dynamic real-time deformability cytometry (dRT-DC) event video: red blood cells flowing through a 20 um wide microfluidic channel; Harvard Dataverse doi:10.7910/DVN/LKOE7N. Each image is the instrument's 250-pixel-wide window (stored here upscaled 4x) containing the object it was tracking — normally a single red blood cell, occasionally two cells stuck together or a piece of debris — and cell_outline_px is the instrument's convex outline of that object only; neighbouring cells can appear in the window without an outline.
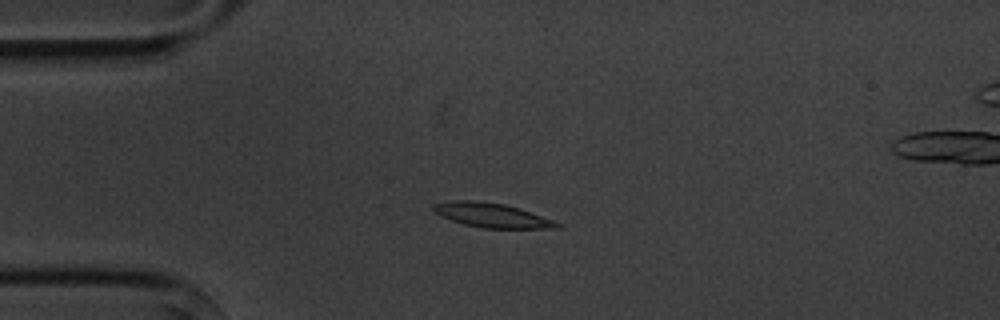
{"species": "common noctule bat (a hibernating species)", "species_latin": "Nyctalus noctula", "temperature_condition": "cold", "stored_images_in_passage": 9, "camera_frame_rate_fps": 3000, "um_per_image_px": 0.085, "animal": {"sex": "male", "body_mass_g": 20.1, "forearm_length_mm": 53.5}, "frame": {"image": 1, "passage_image": 4, "time_ms": 3.667, "image_size_px": [1000, 320], "cell_outline_px": [[564, 224], [560, 228], [484, 228], [464, 224], [440, 216], [432, 212], [432, 204], [452, 200], [476, 200], [504, 204], [520, 208]], "centroid_in_image_um": [41.79, 18.29], "position_along_channel_um": 43.2, "area_um2": 17.69}}
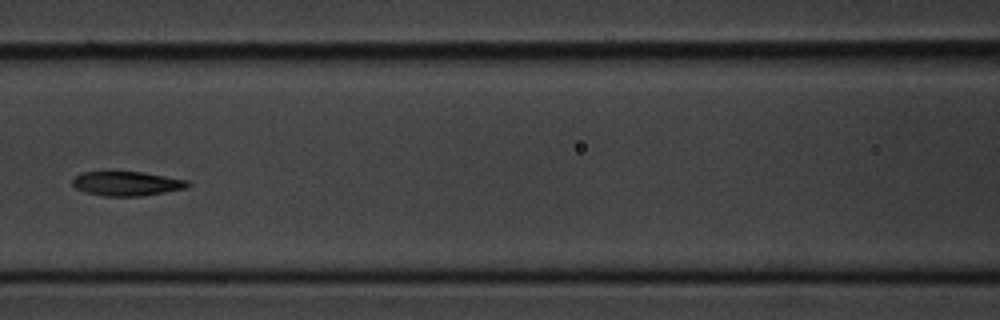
{"frame": {"image": 2, "passage_image": 7, "time_ms": 7.333, "image_size_px": [1000, 320], "cell_outline_px": [[192, 184], [184, 188], [164, 192], [140, 196], [104, 196], [84, 192], [76, 188], [72, 184], [72, 176], [84, 172], [144, 172], [188, 180]], "centroid_in_image_um": [10.75, 15.6], "position_along_channel_um": 155.9, "area_um2": 16.36}}
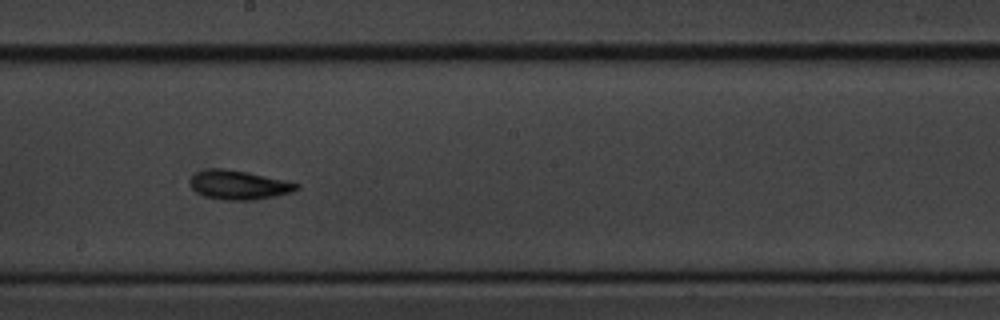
{"frame": {"image": 3, "passage_image": 9, "time_ms": 9.333, "image_size_px": [1000, 320], "cell_outline_px": [[300, 188], [292, 192], [276, 196], [256, 200], [228, 200], [204, 196], [196, 192], [192, 188], [192, 176], [196, 172], [208, 168], [224, 168], [248, 172], [284, 180], [300, 184]], "centroid_in_image_um": [20.33, 15.72], "position_along_channel_um": 227.9, "area_um2": 18.03}}